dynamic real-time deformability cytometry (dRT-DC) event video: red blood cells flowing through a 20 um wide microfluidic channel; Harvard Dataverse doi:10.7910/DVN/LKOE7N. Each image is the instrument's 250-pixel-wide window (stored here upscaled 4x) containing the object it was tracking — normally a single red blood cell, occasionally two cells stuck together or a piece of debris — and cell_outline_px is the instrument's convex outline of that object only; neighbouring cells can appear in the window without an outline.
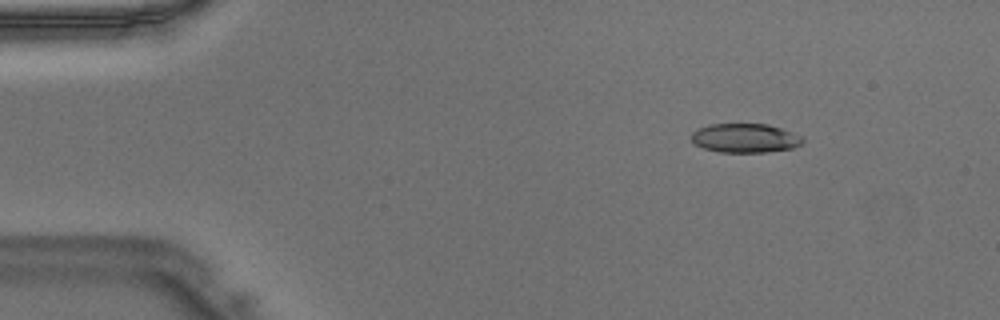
{"species": "Egyptian fruit bat (a non-hibernating species)", "species_latin": "Rousettus aegyptiacus", "temperature_condition": "warm", "stored_images_in_passage": 45, "camera_frame_rate_fps": 3000, "um_per_image_px": 0.085, "animal": {"sex": "male"}, "frame": {"image": 1, "passage_image": 5, "time_ms": 1.333, "image_size_px": [1000, 320], "cell_outline_px": [[804, 140], [800, 144], [792, 148], [768, 152], [720, 152], [704, 148], [692, 144], [692, 132], [708, 124], [768, 124], [804, 136]], "centroid_in_image_um": [63.33, 11.74], "position_along_channel_um": 21.7, "area_um2": 18.9}}
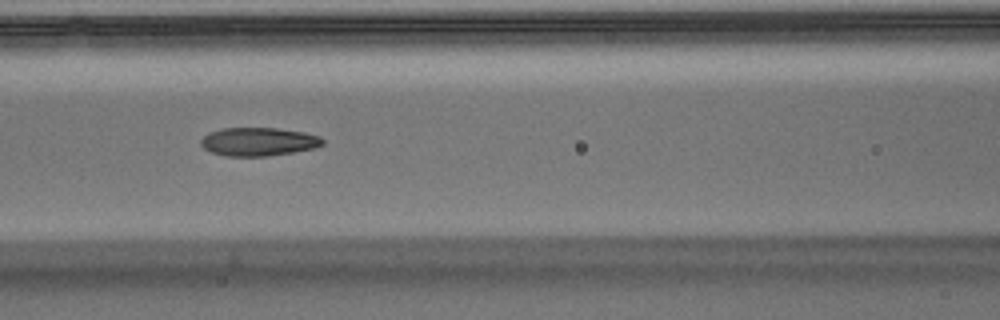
{"frame": {"image": 2, "passage_image": 19, "time_ms": 6.0, "image_size_px": [1000, 320], "cell_outline_px": [[324, 144], [316, 148], [268, 156], [228, 156], [212, 152], [204, 148], [200, 144], [200, 140], [204, 136], [212, 132], [224, 128], [276, 128], [304, 132], [320, 136], [324, 140]], "centroid_in_image_um": [22.01, 12.04], "position_along_channel_um": 144.6, "area_um2": 20.06}}
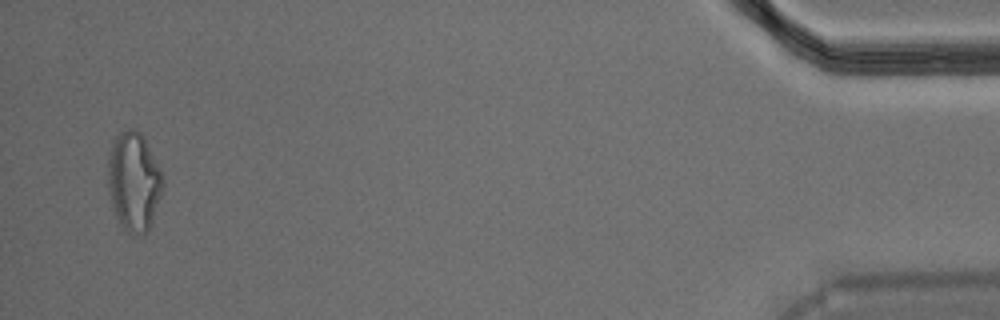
{"frame": {"image": 3, "passage_image": 44, "time_ms": 14.333, "image_size_px": [1000, 320], "cell_outline_px": [[164, 184], [152, 224], [144, 236], [128, 232], [120, 228], [108, 192], [108, 160], [112, 140], [120, 132], [128, 128], [136, 128], [144, 136], [164, 180]], "centroid_in_image_um": [11.36, 15.45], "position_along_channel_um": 423.8, "area_um2": 31.96}}